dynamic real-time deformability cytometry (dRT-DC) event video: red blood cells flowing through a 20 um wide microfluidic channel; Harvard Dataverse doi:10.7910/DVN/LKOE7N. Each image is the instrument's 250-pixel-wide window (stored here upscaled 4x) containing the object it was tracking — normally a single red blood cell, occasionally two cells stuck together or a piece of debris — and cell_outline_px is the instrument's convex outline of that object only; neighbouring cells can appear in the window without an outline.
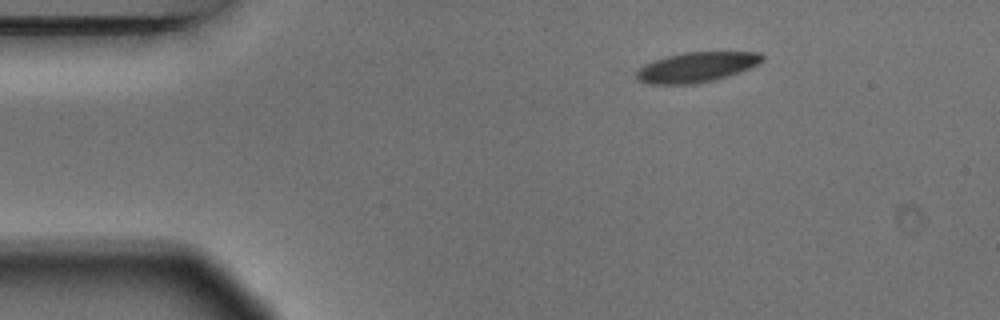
{"species": "Egyptian fruit bat (a non-hibernating species)", "species_latin": "Rousettus aegyptiacus", "temperature_condition": "warm", "stored_images_in_passage": 4, "camera_frame_rate_fps": 3000, "um_per_image_px": 0.085, "animal": {"sex": "male"}, "frame": {"image": 1, "passage_image": 1, "time_ms": 0.0, "image_size_px": [1000, 320], "cell_outline_px": [[764, 60], [740, 72], [716, 80], [692, 84], [648, 84], [636, 80], [636, 72], [644, 64], [668, 56], [684, 52], [760, 52], [764, 56]], "centroid_in_image_um": [59.2, 5.71], "position_along_channel_um": 25.8, "area_um2": 21.96}}
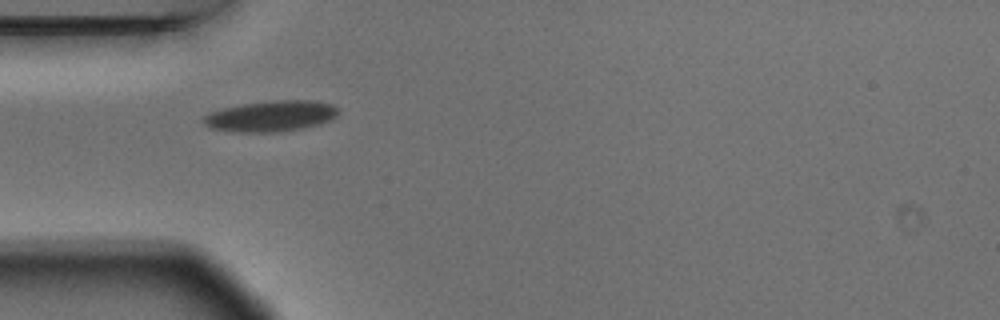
{"frame": {"image": 2, "passage_image": 3, "time_ms": 0.667, "image_size_px": [1000, 320], "cell_outline_px": [[340, 112], [332, 120], [320, 124], [300, 128], [276, 132], [240, 132], [208, 128], [204, 124], [204, 116], [212, 112], [224, 108], [244, 104], [272, 100], [312, 100], [332, 104], [340, 108]], "centroid_in_image_um": [23.09, 9.86], "position_along_channel_um": 61.9, "area_um2": 24.22}}
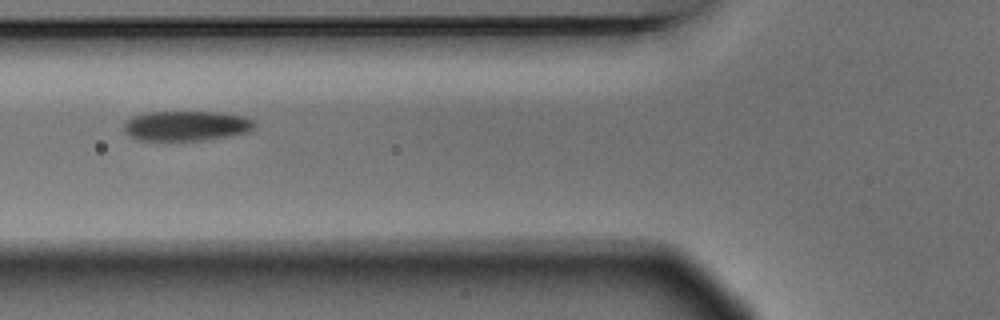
{"frame": {"image": 3, "passage_image": 4, "time_ms": 1.0, "image_size_px": [1000, 320], "cell_outline_px": [[256, 128], [252, 132], [232, 136], [204, 140], [136, 140], [128, 136], [124, 132], [124, 124], [132, 116], [144, 112], [216, 112], [244, 116], [252, 120], [256, 124]], "centroid_in_image_um": [15.86, 10.7], "position_along_channel_um": 109.9, "area_um2": 23.18}}